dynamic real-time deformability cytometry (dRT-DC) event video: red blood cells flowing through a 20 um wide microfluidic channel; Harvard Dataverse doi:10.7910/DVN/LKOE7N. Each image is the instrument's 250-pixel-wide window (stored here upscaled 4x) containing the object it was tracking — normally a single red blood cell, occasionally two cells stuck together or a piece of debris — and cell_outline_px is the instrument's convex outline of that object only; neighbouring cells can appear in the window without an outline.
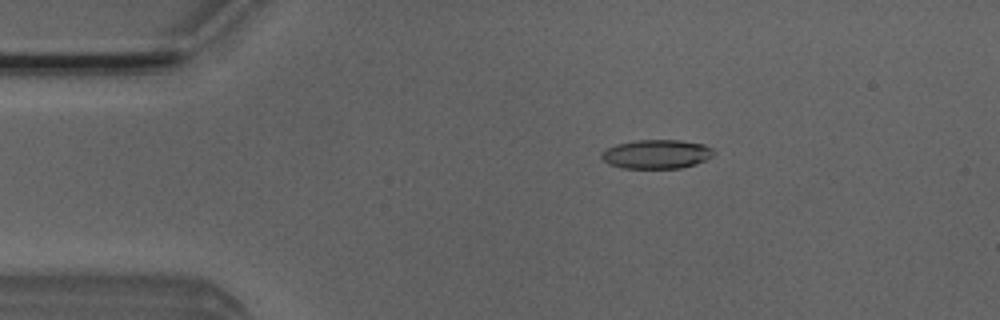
{"species": "Egyptian fruit bat (a non-hibernating species)", "species_latin": "Rousettus aegyptiacus", "temperature_condition": "room temperature", "stored_images_in_passage": 5, "camera_frame_rate_fps": 3000, "um_per_image_px": 0.085, "animal": {"sex": "male"}, "frame": {"image": 1, "passage_image": 2, "time_ms": 0.333, "image_size_px": [1000, 320], "cell_outline_px": [[716, 152], [712, 156], [696, 164], [680, 168], [620, 168], [608, 164], [600, 156], [600, 152], [616, 144], [636, 140], [680, 140], [704, 144], [712, 148]], "centroid_in_image_um": [55.8, 13.1], "position_along_channel_um": 29.2, "area_um2": 19.07}}
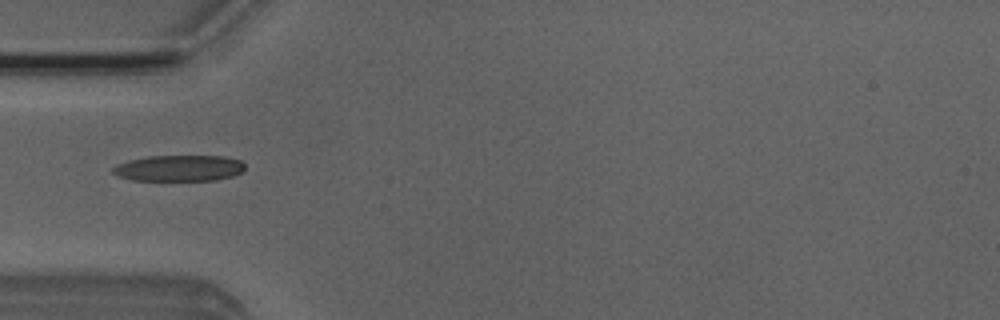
{"frame": {"image": 2, "passage_image": 4, "time_ms": 1.0, "image_size_px": [1000, 320], "cell_outline_px": [[244, 168], [240, 172], [232, 176], [216, 180], [132, 180], [120, 176], [112, 172], [112, 168], [116, 164], [128, 160], [148, 156], [224, 156], [240, 160], [244, 164]], "centroid_in_image_um": [15.2, 14.29], "position_along_channel_um": 69.8, "area_um2": 20.0}}